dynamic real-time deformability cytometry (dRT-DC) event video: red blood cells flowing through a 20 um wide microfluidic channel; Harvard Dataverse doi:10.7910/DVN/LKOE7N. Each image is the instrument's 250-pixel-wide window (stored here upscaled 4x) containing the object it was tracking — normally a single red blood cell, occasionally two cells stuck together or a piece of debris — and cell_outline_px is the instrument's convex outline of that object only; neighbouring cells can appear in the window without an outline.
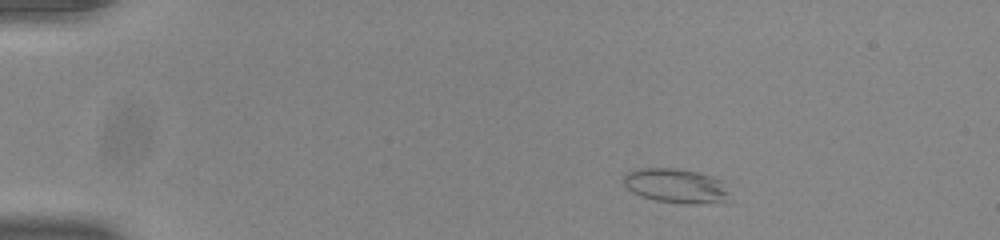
{"species": "common noctule bat (a hibernating species)", "species_latin": "Nyctalus noctula", "temperature_condition": "room temperature", "stored_images_in_passage": 46, "camera_frame_rate_fps": 3000, "um_per_image_px": 0.085, "animal": {"sex": "male", "body_mass_g": 20.0, "forearm_length_mm": 53.3}, "frame": {"image": 1, "passage_image": 1, "time_ms": 0.0, "image_size_px": [1000, 240], "cell_outline_px": [[728, 192], [724, 200], [700, 204], [680, 204], [656, 200], [640, 196], [632, 192], [624, 184], [624, 176], [628, 172], [640, 168], [676, 168], [696, 172], [712, 176], [724, 180]], "centroid_in_image_um": [57.44, 15.79], "position_along_channel_um": 27.6, "area_um2": 21.21}}
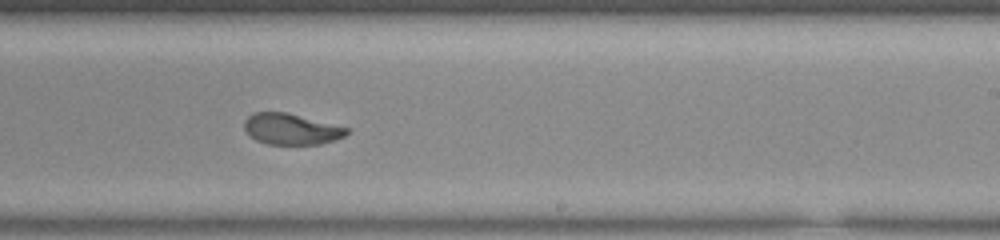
{"frame": {"image": 2, "passage_image": 26, "time_ms": 8.333, "image_size_px": [1000, 240], "cell_outline_px": [[348, 132], [344, 136], [336, 140], [320, 144], [268, 144], [256, 140], [244, 128], [244, 120], [252, 112], [288, 112], [348, 128]], "centroid_in_image_um": [24.74, 10.96], "position_along_channel_um": 264.3, "area_um2": 18.44}}
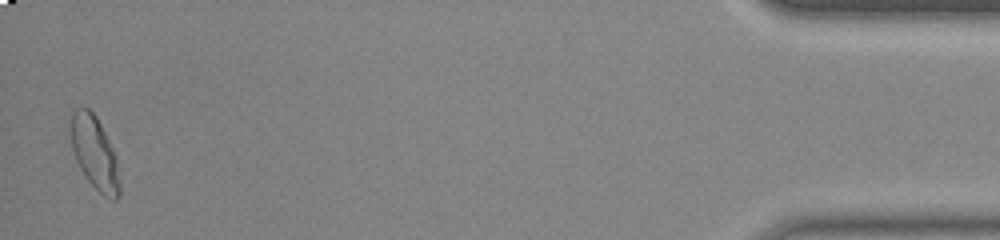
{"frame": {"image": 3, "passage_image": 45, "time_ms": 14.667, "image_size_px": [1000, 240], "cell_outline_px": [[120, 196], [116, 200], [112, 200], [104, 196], [84, 176], [72, 152], [68, 128], [68, 124], [72, 112], [76, 108], [88, 108], [96, 116], [116, 156], [120, 180]], "centroid_in_image_um": [8.01, 12.99], "position_along_channel_um": 427.2, "area_um2": 21.15}, "authors_computed_cell_mechanics": {"area_um2": 19.9121, "velocity_mm_per_s": 3.8503, "shape_relaxation_time_tau1_ms": 7.2507, "shape_relaxation_time_tau2_ms": 0.9956, "deformation_change_tau1": 0.2608, "deformation_change_tau2": 0.0622}}